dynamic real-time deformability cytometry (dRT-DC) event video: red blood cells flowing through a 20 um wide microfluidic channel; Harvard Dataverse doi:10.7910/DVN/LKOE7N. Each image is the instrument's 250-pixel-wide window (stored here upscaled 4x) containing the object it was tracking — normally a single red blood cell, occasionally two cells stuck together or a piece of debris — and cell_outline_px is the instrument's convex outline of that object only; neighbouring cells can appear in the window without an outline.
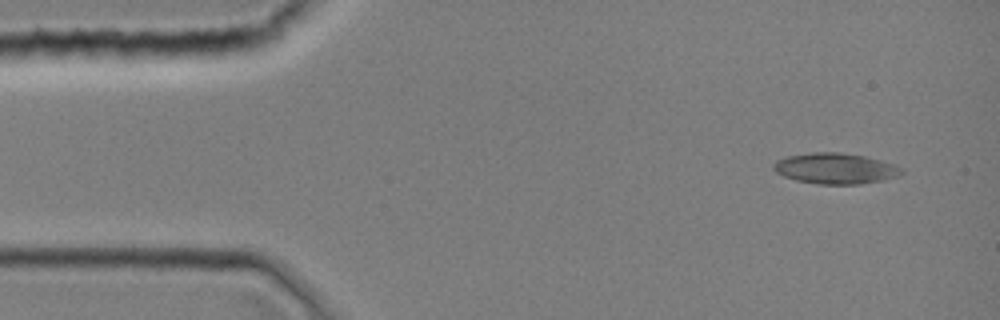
{"species": "common noctule bat (a hibernating species)", "species_latin": "Nyctalus noctula", "temperature_condition": "room temperature", "stored_images_in_passage": 2, "camera_frame_rate_fps": 3000, "um_per_image_px": 0.085, "animal": {"sex": "female", "body_mass_g": 19.0, "forearm_length_mm": 51.5}, "frame": {"image": 1, "passage_image": 1, "time_ms": 0.0, "image_size_px": [1000, 320], "cell_outline_px": [[904, 172], [896, 176], [884, 180], [860, 184], [816, 184], [796, 180], [784, 176], [776, 172], [772, 168], [772, 164], [776, 160], [788, 156], [812, 152], [840, 152], [864, 156], [896, 164], [904, 168]], "centroid_in_image_um": [71.02, 14.32], "position_along_channel_um": 14.0, "area_um2": 23.12}}